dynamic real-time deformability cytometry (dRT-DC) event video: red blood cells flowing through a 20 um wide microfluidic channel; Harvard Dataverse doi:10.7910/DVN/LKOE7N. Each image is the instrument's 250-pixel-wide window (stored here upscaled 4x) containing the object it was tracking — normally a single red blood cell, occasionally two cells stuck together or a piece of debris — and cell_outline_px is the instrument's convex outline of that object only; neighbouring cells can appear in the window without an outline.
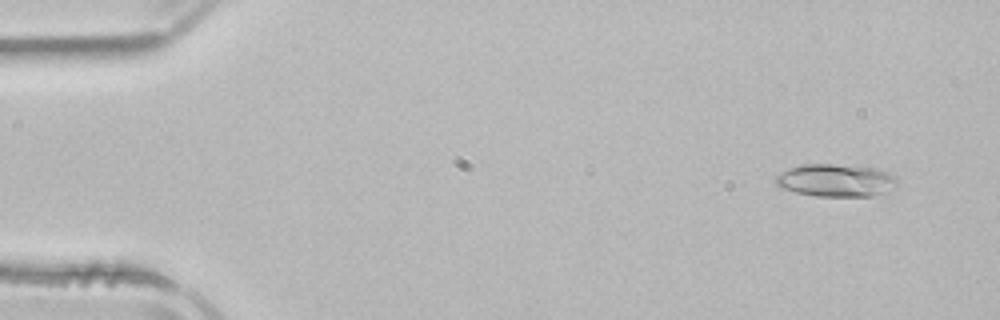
{"species": "common noctule bat (a hibernating species)", "species_latin": "Nyctalus noctula", "temperature_condition": "room temperature", "stored_images_in_passage": 50, "camera_frame_rate_fps": 3000, "um_per_image_px": 0.085, "animal": {"sex": "male", "body_mass_g": 21.5, "forearm_length_mm": 52.0}, "frame": {"image": 1, "passage_image": 2, "time_ms": 0.333, "image_size_px": [1000, 320], "cell_outline_px": [[896, 188], [872, 196], [816, 196], [796, 192], [780, 188], [776, 184], [776, 176], [780, 172], [788, 168], [804, 164], [832, 164], [876, 168], [896, 176]], "centroid_in_image_um": [71.04, 15.33], "position_along_channel_um": 14.0, "area_um2": 23.12}}
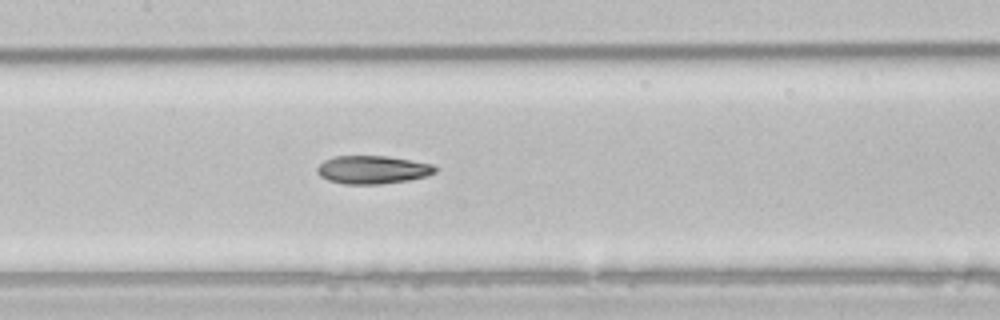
{"frame": {"image": 2, "passage_image": 23, "time_ms": 7.333, "image_size_px": [1000, 320], "cell_outline_px": [[436, 172], [428, 176], [408, 180], [380, 184], [344, 184], [328, 180], [320, 176], [316, 172], [316, 168], [324, 160], [336, 156], [388, 156], [432, 164], [436, 168]], "centroid_in_image_um": [31.66, 14.43], "position_along_channel_um": 175.7, "area_um2": 19.36}}
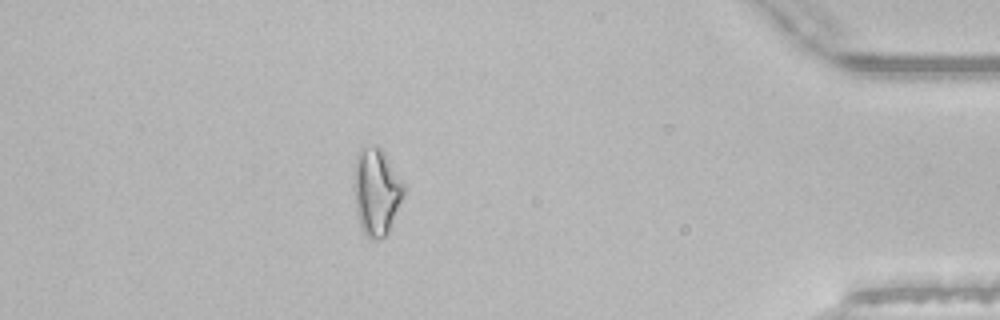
{"frame": {"image": 3, "passage_image": 44, "time_ms": 14.333, "image_size_px": [1000, 320], "cell_outline_px": [[404, 192], [388, 232], [380, 240], [372, 240], [364, 232], [360, 224], [356, 212], [352, 188], [352, 180], [356, 156], [360, 148], [376, 144], [384, 152], [404, 184]], "centroid_in_image_um": [31.94, 16.26], "position_along_channel_um": 403.3, "area_um2": 25.37}, "authors_computed_cell_mechanics": {"area_um2": 20.5479, "velocity_mm_per_s": 3.9124, "shape_relaxation_time_tau1_ms": 8.4173, "shape_relaxation_time_tau2_ms": 6.821, "deformation_change_tau1": 0.2021, "deformation_change_tau2": 0.1787}}